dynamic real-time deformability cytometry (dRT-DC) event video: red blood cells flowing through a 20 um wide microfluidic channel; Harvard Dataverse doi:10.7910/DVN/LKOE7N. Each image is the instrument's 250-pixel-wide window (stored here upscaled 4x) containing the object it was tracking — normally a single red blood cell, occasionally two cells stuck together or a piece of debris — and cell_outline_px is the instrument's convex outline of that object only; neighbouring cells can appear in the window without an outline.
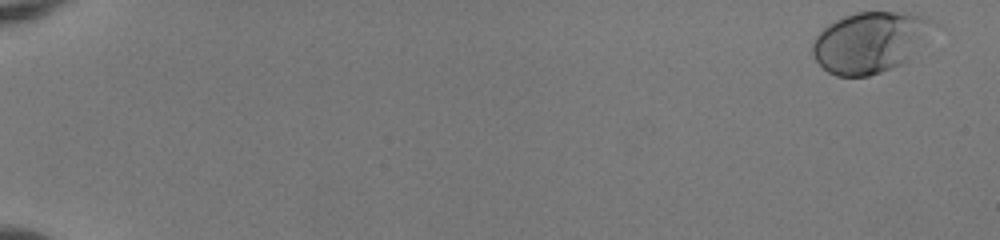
{"species": "human", "species_latin": "Homo sapiens", "temperature_condition": "room temperature", "stored_images_in_passage": 53, "camera_frame_rate_fps": 3000, "um_per_image_px": 0.085, "donor": {"sex": "female"}, "frame": {"image": 1, "passage_image": 1, "time_ms": 0.0, "image_size_px": [1000, 240], "cell_outline_px": [[940, 24], [908, 60], [904, 64], [868, 76], [836, 76], [828, 72], [812, 56], [812, 44], [816, 36], [828, 24], [844, 16], [856, 12], [912, 12], [928, 16]], "centroid_in_image_um": [74.02, 3.56], "position_along_channel_um": 11.0, "area_um2": 43.47}}
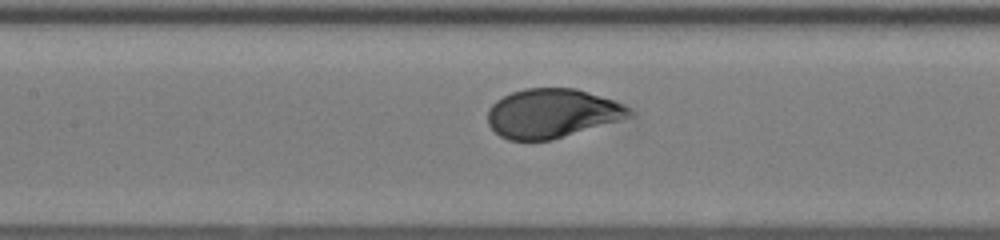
{"frame": {"image": 2, "passage_image": 27, "time_ms": 8.667, "image_size_px": [1000, 240], "cell_outline_px": [[632, 116], [552, 140], [508, 140], [500, 136], [488, 124], [488, 108], [496, 100], [512, 92], [524, 88], [576, 88], [624, 104], [632, 112]], "centroid_in_image_um": [46.89, 9.63], "position_along_channel_um": 160.5, "area_um2": 40.23}}
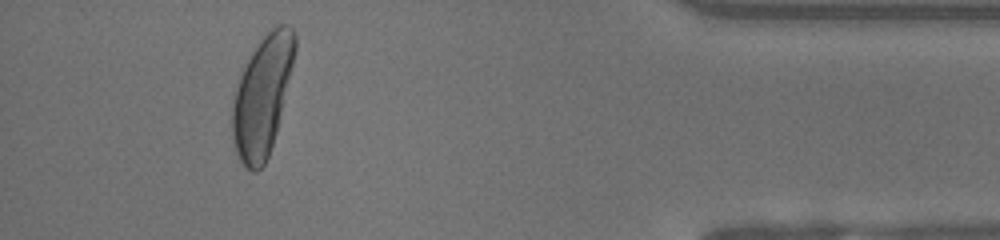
{"frame": {"image": 3, "passage_image": 49, "time_ms": 16.0, "image_size_px": [1000, 240], "cell_outline_px": [[296, 52], [276, 132], [268, 156], [264, 164], [256, 172], [252, 172], [240, 160], [236, 152], [232, 140], [232, 100], [236, 84], [240, 72], [244, 64], [256, 44], [272, 28], [280, 24], [288, 24], [296, 32]], "centroid_in_image_um": [22.28, 8.11], "position_along_channel_um": 412.9, "area_um2": 43.81}, "authors_computed_cell_mechanics": {"area_um2": 41.2114, "velocity_mm_per_s": 3.9926, "shape_relaxation_time_tau1_ms": 2.6561, "shape_relaxation_time_tau2_ms": null, "deformation_change_tau1": 0.1548, "deformation_change_tau2": null}}